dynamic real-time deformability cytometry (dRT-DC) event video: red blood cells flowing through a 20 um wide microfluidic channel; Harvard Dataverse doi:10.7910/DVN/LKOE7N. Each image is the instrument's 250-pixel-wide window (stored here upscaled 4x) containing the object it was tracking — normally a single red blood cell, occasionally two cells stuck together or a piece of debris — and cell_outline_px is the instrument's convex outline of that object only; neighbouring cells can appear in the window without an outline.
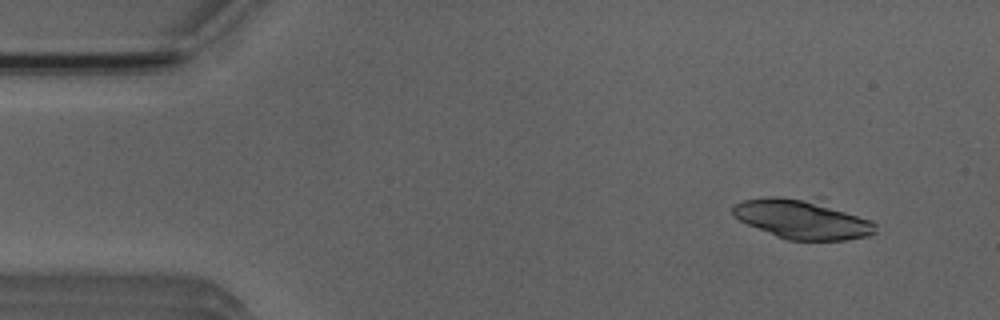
{"species": "Egyptian fruit bat (a non-hibernating species)", "species_latin": "Rousettus aegyptiacus", "temperature_condition": "room temperature", "stored_images_in_passage": 5, "camera_frame_rate_fps": 3000, "um_per_image_px": 0.085, "animal": {"sex": "male"}, "frame": {"image": 1, "passage_image": 2, "time_ms": 1.333, "image_size_px": [1000, 320], "cell_outline_px": [[876, 232], [868, 236], [848, 240], [788, 240], [776, 236], [748, 224], [732, 216], [732, 208], [736, 204], [744, 200], [768, 196], [824, 196], [876, 224]], "centroid_in_image_um": [68.28, 18.55], "position_along_channel_um": 16.7, "area_um2": 34.39}}